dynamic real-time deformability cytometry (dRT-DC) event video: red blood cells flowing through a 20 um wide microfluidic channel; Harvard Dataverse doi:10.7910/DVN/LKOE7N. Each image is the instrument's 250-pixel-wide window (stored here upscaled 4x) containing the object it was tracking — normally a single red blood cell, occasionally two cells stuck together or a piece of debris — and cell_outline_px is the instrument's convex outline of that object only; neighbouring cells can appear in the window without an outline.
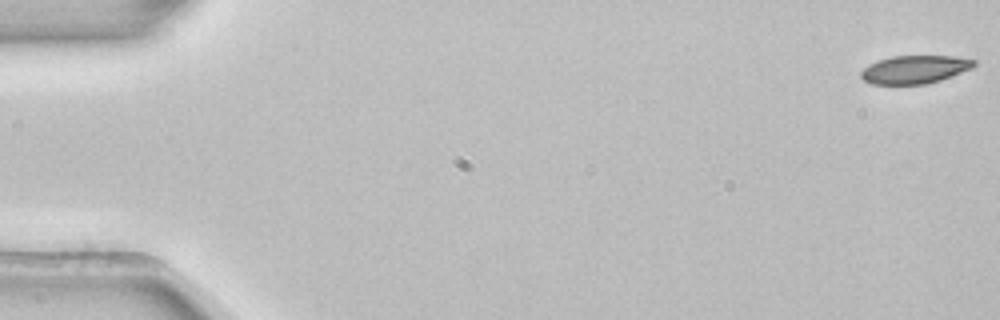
{"species": "common noctule bat (a hibernating species)", "species_latin": "Nyctalus noctula", "temperature_condition": "room temperature", "stored_images_in_passage": 49, "camera_frame_rate_fps": 3000, "um_per_image_px": 0.085, "animal": {"sex": "female", "body_mass_g": 22.7, "forearm_length_mm": 54.2}, "frame": {"image": 1, "passage_image": 1, "time_ms": 0.0, "image_size_px": [1000, 320], "cell_outline_px": [[976, 64], [972, 68], [952, 76], [940, 80], [924, 84], [872, 84], [864, 80], [860, 76], [860, 72], [868, 64], [892, 56], [956, 56], [976, 60]], "centroid_in_image_um": [77.76, 5.9], "position_along_channel_um": 7.2, "area_um2": 18.5}}
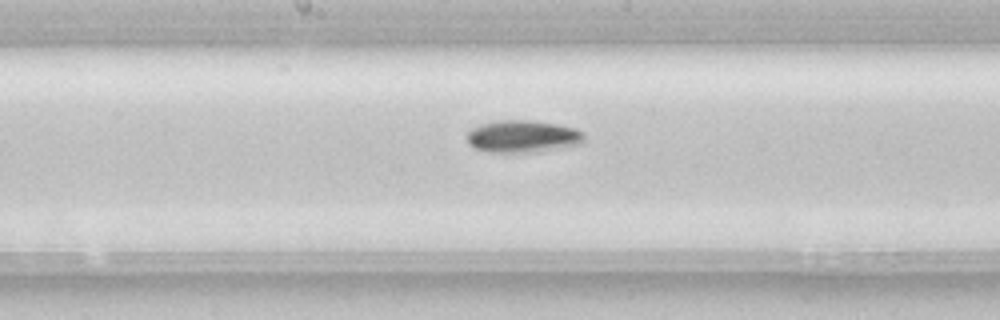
{"frame": {"image": 2, "passage_image": 28, "time_ms": 9.0, "image_size_px": [1000, 320], "cell_outline_px": [[584, 144], [536, 152], [488, 152], [476, 148], [468, 144], [468, 132], [472, 128], [480, 124], [496, 120], [528, 120], [560, 124], [576, 128], [584, 132]], "centroid_in_image_um": [44.48, 11.59], "position_along_channel_um": 203.7, "area_um2": 22.31}}
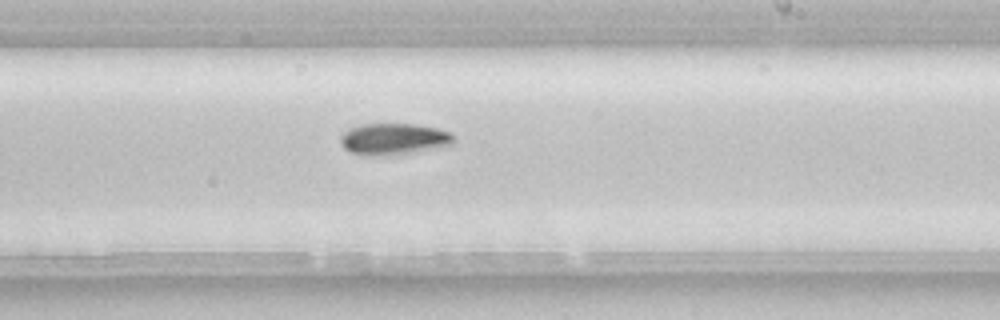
{"frame": {"image": 3, "passage_image": 32, "time_ms": 10.333, "image_size_px": [1000, 320], "cell_outline_px": [[456, 140], [452, 144], [436, 148], [412, 152], [372, 156], [352, 152], [344, 148], [340, 144], [340, 136], [344, 132], [360, 124], [416, 124], [436, 128], [452, 132]], "centroid_in_image_um": [33.49, 11.8], "position_along_channel_um": 255.5, "area_um2": 20.63}, "authors_computed_cell_mechanics": {"area_um2": 20.4612, "velocity_mm_per_s": 3.8936, "shape_relaxation_time_tau1_ms": 2.3009, "shape_relaxation_time_tau2_ms": null, "deformation_change_tau1": 0.0675, "deformation_change_tau2": null}}